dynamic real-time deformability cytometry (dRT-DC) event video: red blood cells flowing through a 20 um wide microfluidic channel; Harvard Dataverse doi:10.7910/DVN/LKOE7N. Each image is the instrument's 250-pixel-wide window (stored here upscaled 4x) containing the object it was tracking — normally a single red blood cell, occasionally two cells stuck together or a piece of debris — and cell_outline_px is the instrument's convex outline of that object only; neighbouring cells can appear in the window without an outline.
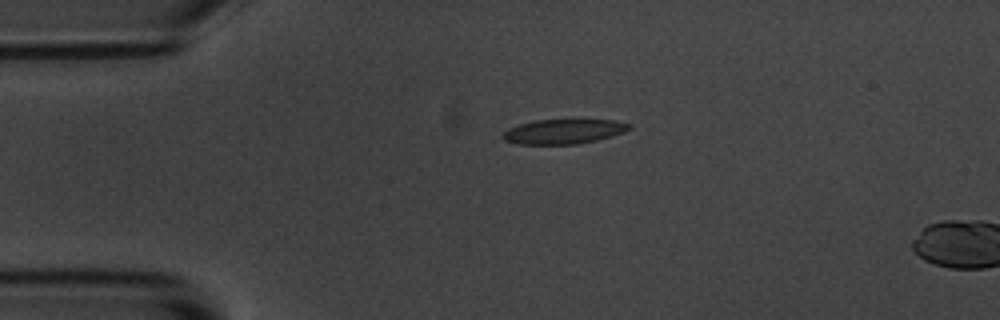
{"species": "common noctule bat (a hibernating species)", "species_latin": "Nyctalus noctula", "temperature_condition": "room temperature", "stored_images_in_passage": 2, "camera_frame_rate_fps": 3000, "um_per_image_px": 0.085, "animal": {"sex": "male", "body_mass_g": 20.1, "forearm_length_mm": 53.5}, "frame": {"image": 1, "passage_image": 1, "time_ms": 0.0, "image_size_px": [1000, 320], "cell_outline_px": [[632, 128], [624, 132], [612, 136], [596, 140], [576, 144], [520, 144], [504, 140], [500, 136], [508, 128], [520, 124], [536, 120], [572, 116], [580, 116], [616, 120], [628, 124]], "centroid_in_image_um": [47.96, 11.11], "position_along_channel_um": 37.0, "area_um2": 19.31}}